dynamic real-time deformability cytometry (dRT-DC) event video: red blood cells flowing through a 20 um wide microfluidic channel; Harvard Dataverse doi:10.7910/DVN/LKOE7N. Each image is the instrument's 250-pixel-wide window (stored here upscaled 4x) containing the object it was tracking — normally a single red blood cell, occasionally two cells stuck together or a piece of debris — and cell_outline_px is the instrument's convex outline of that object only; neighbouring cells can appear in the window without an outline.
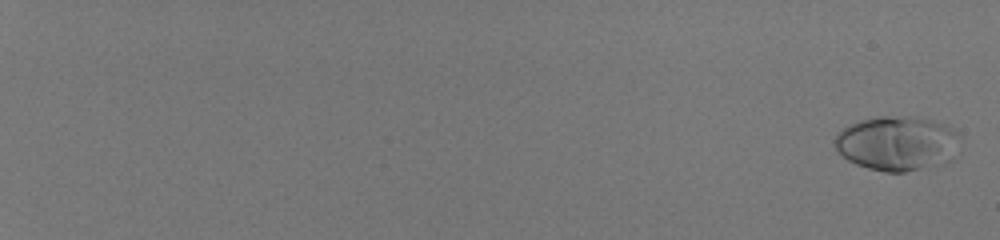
{"species": "human", "species_latin": "Homo sapiens", "temperature_condition": "room temperature", "stored_images_in_passage": 58, "camera_frame_rate_fps": 3000, "um_per_image_px": 0.085, "donor": {"sex": "male"}, "frame": {"image": 1, "passage_image": 2, "time_ms": 0.333, "image_size_px": [1000, 240], "cell_outline_px": [[960, 136], [952, 160], [948, 164], [904, 172], [884, 172], [868, 168], [856, 164], [848, 160], [836, 148], [832, 140], [848, 124], [860, 120], [880, 116], [912, 116], [932, 120], [948, 124]], "centroid_in_image_um": [76.29, 12.19], "position_along_channel_um": 8.7, "area_um2": 40.29}}
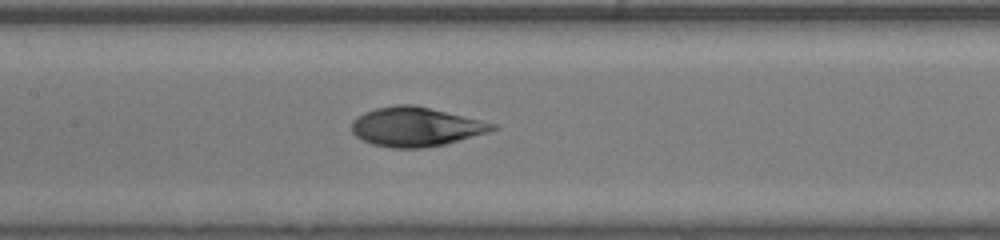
{"frame": {"image": 2, "passage_image": 35, "time_ms": 11.333, "image_size_px": [1000, 240], "cell_outline_px": [[500, 128], [488, 132], [444, 144], [424, 148], [392, 148], [372, 144], [356, 136], [352, 132], [352, 120], [356, 116], [364, 112], [376, 108], [396, 104], [412, 104], [480, 120], [496, 124]], "centroid_in_image_um": [35.31, 10.77], "position_along_channel_um": 172.1, "area_um2": 31.96}}
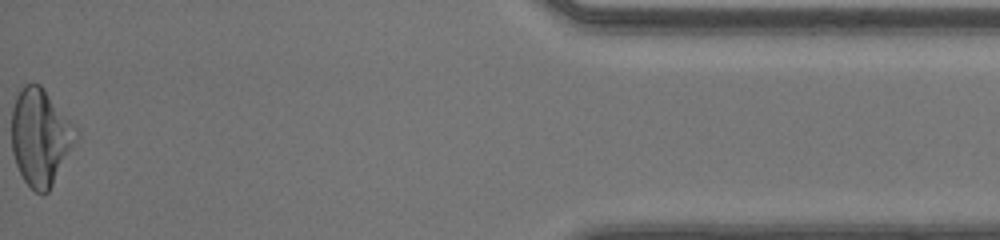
{"frame": {"image": 3, "passage_image": 58, "time_ms": 19.0, "image_size_px": [1000, 240], "cell_outline_px": [[80, 136], [48, 192], [44, 196], [36, 192], [24, 180], [16, 164], [12, 152], [12, 108], [16, 96], [20, 88], [24, 84], [40, 84], [44, 88], [72, 124]], "centroid_in_image_um": [3.43, 11.66], "position_along_channel_um": 431.8, "area_um2": 36.13}, "authors_computed_cell_mechanics": {"area_um2": 32.946, "velocity_mm_per_s": 4.1251, "shape_relaxation_time_tau1_ms": 3.5265, "shape_relaxation_time_tau2_ms": 0.756, "deformation_change_tau1": 0.1852, "deformation_change_tau2": 0.0475}}